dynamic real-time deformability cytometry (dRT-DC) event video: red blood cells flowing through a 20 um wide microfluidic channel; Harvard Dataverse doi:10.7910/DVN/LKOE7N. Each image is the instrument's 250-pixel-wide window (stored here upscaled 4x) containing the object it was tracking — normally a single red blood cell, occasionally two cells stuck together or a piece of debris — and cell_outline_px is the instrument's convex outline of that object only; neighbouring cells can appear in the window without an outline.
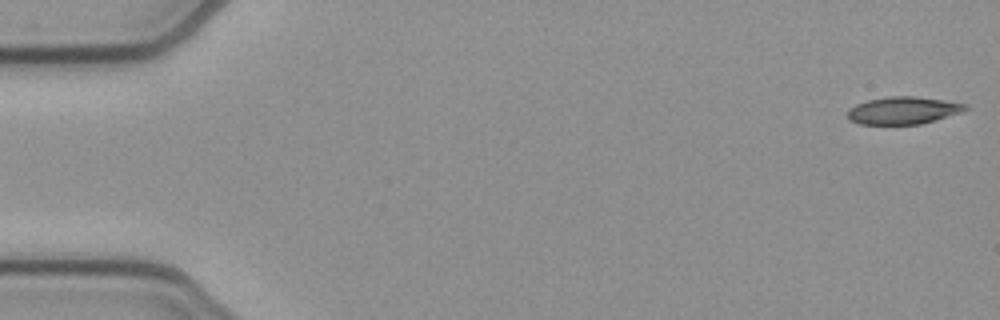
{"species": "common noctule bat (a hibernating species)", "species_latin": "Nyctalus noctula", "temperature_condition": "cold", "stored_images_in_passage": 52, "camera_frame_rate_fps": 3000, "um_per_image_px": 0.085, "animal": {"sex": "female", "body_mass_g": 21.9}, "frame": {"image": 1, "passage_image": 1, "time_ms": 0.0, "image_size_px": [1000, 320], "cell_outline_px": [[972, 108], [964, 112], [936, 120], [920, 124], [860, 124], [848, 120], [848, 108], [856, 104], [868, 100], [888, 96], [916, 96], [968, 104]], "centroid_in_image_um": [76.82, 9.38], "position_along_channel_um": 8.2, "area_um2": 19.07}}
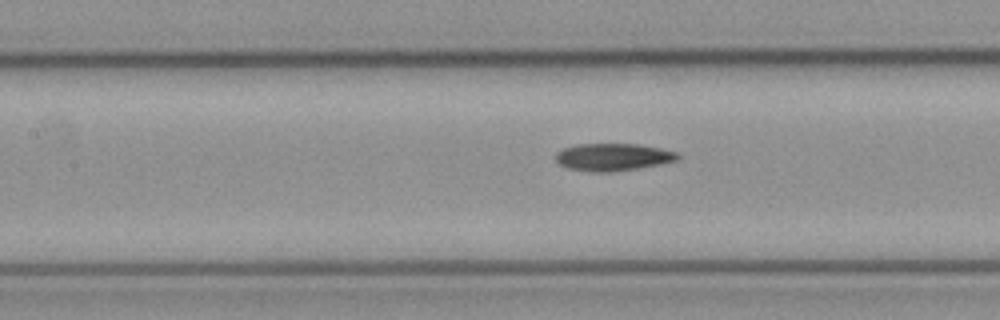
{"frame": {"image": 2, "passage_image": 23, "time_ms": 7.333, "image_size_px": [1000, 320], "cell_outline_px": [[680, 156], [676, 160], [660, 164], [640, 168], [612, 172], [592, 172], [568, 168], [560, 164], [556, 160], [556, 152], [564, 148], [576, 144], [640, 144], [660, 148], [676, 152]], "centroid_in_image_um": [52.09, 13.35], "position_along_channel_um": 155.3, "area_um2": 19.48}}
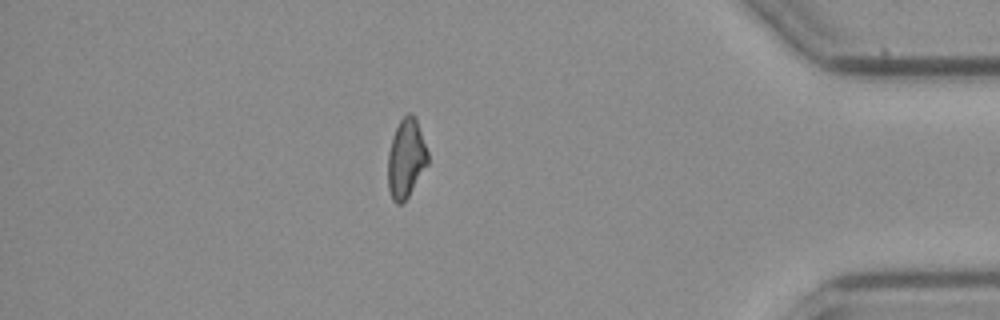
{"frame": {"image": 3, "passage_image": 45, "time_ms": 14.667, "image_size_px": [1000, 320], "cell_outline_px": [[428, 164], [408, 196], [400, 204], [396, 204], [392, 200], [388, 188], [388, 152], [392, 136], [400, 120], [408, 112], [412, 112], [416, 116], [428, 152]], "centroid_in_image_um": [34.51, 13.43], "position_along_channel_um": 400.7, "area_um2": 18.5}, "authors_computed_cell_mechanics": {"area_um2": 19.2185, "velocity_mm_per_s": 3.9042, "shape_relaxation_time_tau1_ms": null, "shape_relaxation_time_tau2_ms": 11.1278, "deformation_change_tau1": null, "deformation_change_tau2": 0.2299}}